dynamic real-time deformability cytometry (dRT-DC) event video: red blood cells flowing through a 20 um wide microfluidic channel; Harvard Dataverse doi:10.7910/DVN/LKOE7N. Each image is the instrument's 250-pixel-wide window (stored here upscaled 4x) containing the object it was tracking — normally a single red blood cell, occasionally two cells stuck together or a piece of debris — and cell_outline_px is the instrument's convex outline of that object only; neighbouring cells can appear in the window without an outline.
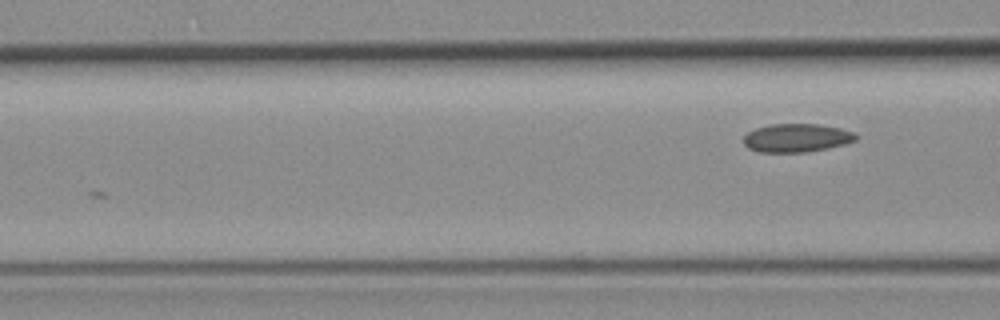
{"species": "common noctule bat (a hibernating species)", "species_latin": "Nyctalus noctula", "temperature_condition": "room temperature", "stored_images_in_passage": 4, "camera_frame_rate_fps": 3000, "um_per_image_px": 0.085, "animal": {"sex": "female", "body_mass_g": 19.3, "forearm_length_mm": 54.1}, "frame": {"image": 1, "passage_image": 4, "time_ms": 4.667, "image_size_px": [1000, 320], "cell_outline_px": [[860, 136], [856, 140], [844, 144], [828, 148], [808, 152], [760, 152], [748, 148], [744, 144], [744, 136], [748, 132], [756, 128], [768, 124], [820, 124], [840, 128], [856, 132]], "centroid_in_image_um": [67.75, 11.71], "position_along_channel_um": 98.9, "area_um2": 18.79}}